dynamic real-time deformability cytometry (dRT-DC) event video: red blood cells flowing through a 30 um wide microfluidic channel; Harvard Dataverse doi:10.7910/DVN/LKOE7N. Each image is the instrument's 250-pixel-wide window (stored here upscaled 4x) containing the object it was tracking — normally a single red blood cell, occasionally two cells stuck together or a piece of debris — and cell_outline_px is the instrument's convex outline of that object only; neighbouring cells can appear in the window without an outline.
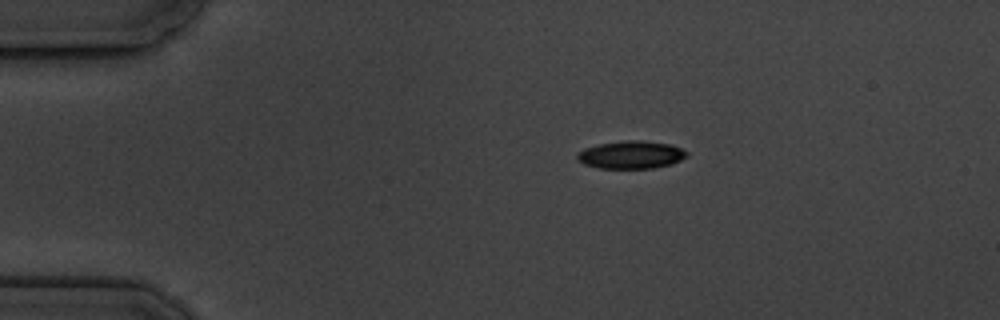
{"species": "common noctule bat (a hibernating species)", "species_latin": "Nyctalus noctula", "temperature_condition": "cold", "stored_images_in_passage": 2, "camera_frame_rate_fps": 3000, "um_per_image_px": 0.085, "animal": {"sex": "male", "body_mass_g": 19.5, "forearm_length_mm": 54.6}, "frame": {"image": 1, "passage_image": 1, "time_ms": 0.0, "image_size_px": [1000, 320], "cell_outline_px": [[688, 156], [672, 164], [652, 168], [600, 168], [584, 164], [576, 160], [576, 152], [584, 148], [600, 144], [624, 140], [640, 140], [672, 144], [688, 152]], "centroid_in_image_um": [53.63, 13.15], "position_along_channel_um": 31.4, "area_um2": 17.86}}